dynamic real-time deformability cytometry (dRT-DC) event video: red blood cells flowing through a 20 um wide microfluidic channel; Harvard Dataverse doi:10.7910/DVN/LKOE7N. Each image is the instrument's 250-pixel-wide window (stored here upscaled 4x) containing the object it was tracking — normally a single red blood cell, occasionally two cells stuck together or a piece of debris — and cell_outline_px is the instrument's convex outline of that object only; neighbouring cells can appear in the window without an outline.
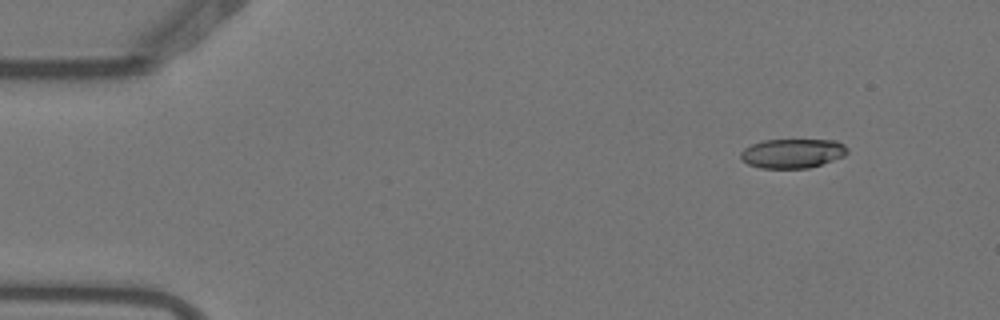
{"species": "Egyptian fruit bat (a non-hibernating species)", "species_latin": "Rousettus aegyptiacus", "temperature_condition": "warm", "stored_images_in_passage": 7, "camera_frame_rate_fps": 3000, "um_per_image_px": 0.085, "animal": {"sex": "female"}, "frame": {"image": 1, "passage_image": 2, "time_ms": 0.333, "image_size_px": [1000, 320], "cell_outline_px": [[848, 152], [844, 156], [808, 168], [760, 168], [748, 164], [740, 156], [740, 152], [744, 148], [752, 144], [764, 140], [836, 140], [844, 144], [848, 148]], "centroid_in_image_um": [67.37, 13.03], "position_along_channel_um": 17.6, "area_um2": 18.15}}
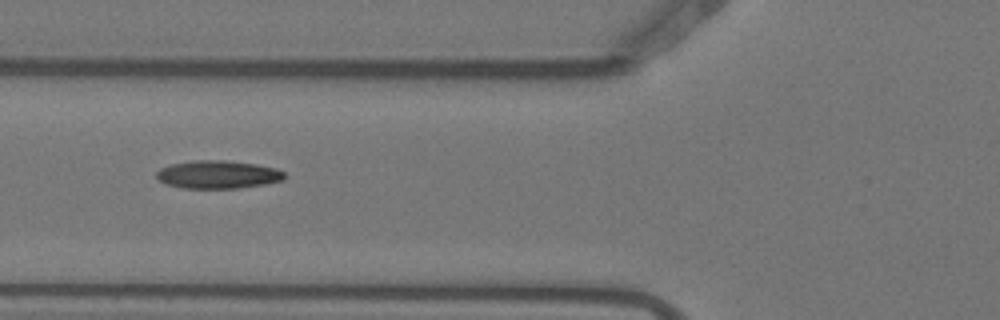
{"frame": {"image": 2, "passage_image": 6, "time_ms": 1.667, "image_size_px": [1000, 320], "cell_outline_px": [[284, 180], [264, 184], [240, 188], [184, 188], [164, 184], [156, 176], [156, 172], [160, 168], [172, 164], [192, 160], [224, 160], [256, 164], [276, 168], [284, 172]], "centroid_in_image_um": [18.51, 14.83], "position_along_channel_um": 107.3, "area_um2": 20.92}}
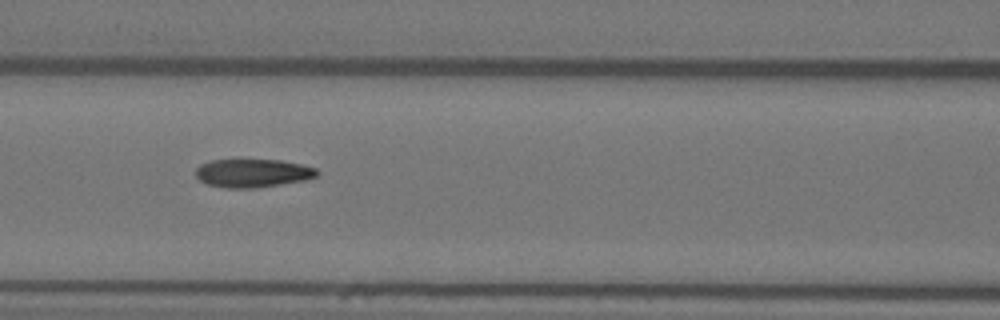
{"frame": {"image": 3, "passage_image": 7, "time_ms": 2.0, "image_size_px": [1000, 320], "cell_outline_px": [[320, 172], [316, 176], [304, 180], [256, 188], [224, 188], [208, 184], [200, 180], [196, 176], [196, 168], [200, 164], [212, 160], [280, 160], [300, 164], [316, 168]], "centroid_in_image_um": [21.47, 14.71], "position_along_channel_um": 145.1, "area_um2": 19.94}}